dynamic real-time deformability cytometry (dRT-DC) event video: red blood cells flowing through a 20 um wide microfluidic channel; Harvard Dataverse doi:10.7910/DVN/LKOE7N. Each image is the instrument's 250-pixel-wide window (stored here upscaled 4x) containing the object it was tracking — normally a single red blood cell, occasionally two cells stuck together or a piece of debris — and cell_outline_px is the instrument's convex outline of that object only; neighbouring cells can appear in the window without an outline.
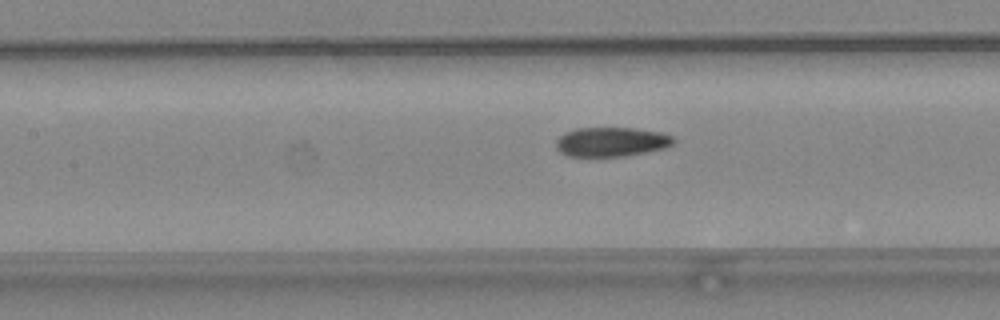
{"species": "common noctule bat (a hibernating species)", "species_latin": "Nyctalus noctula", "temperature_condition": "warm", "stored_images_in_passage": 43, "camera_frame_rate_fps": 3000, "um_per_image_px": 0.085, "animal": {"sex": "female", "body_mass_g": 24.6, "forearm_length_mm": 56.2}, "frame": {"image": 1, "passage_image": 17, "time_ms": 5.333, "image_size_px": [1000, 320], "cell_outline_px": [[676, 140], [672, 144], [664, 148], [648, 152], [624, 156], [568, 156], [560, 152], [556, 148], [556, 140], [564, 132], [576, 128], [636, 128], [664, 132], [672, 136]], "centroid_in_image_um": [51.98, 12.05], "position_along_channel_um": 155.4, "area_um2": 20.29}}
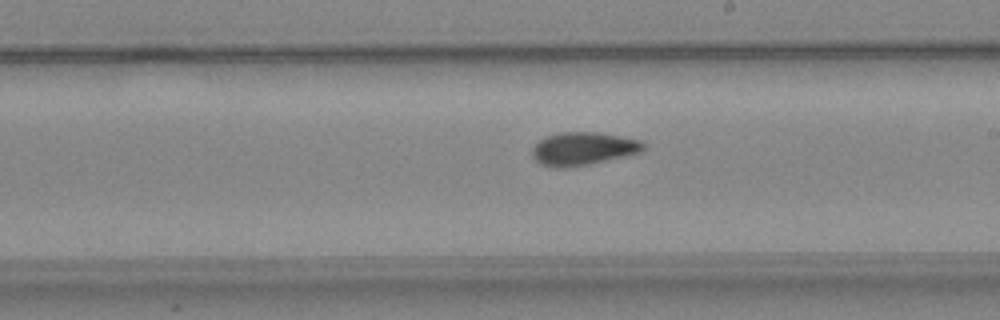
{"frame": {"image": 2, "passage_image": 23, "time_ms": 7.333, "image_size_px": [1000, 320], "cell_outline_px": [[644, 148], [640, 152], [624, 156], [588, 164], [564, 168], [556, 168], [540, 164], [532, 156], [532, 148], [540, 140], [548, 136], [560, 132], [596, 132], [620, 136], [640, 140], [644, 144]], "centroid_in_image_um": [49.54, 12.64], "position_along_channel_um": 239.5, "area_um2": 21.15}}
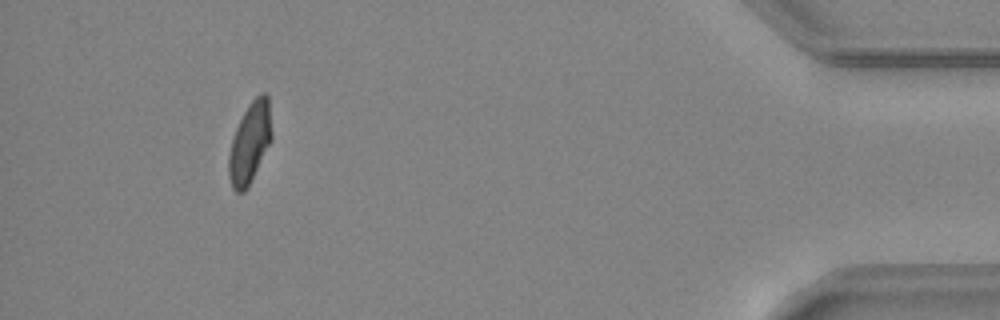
{"frame": {"image": 3, "passage_image": 40, "time_ms": 13.0, "image_size_px": [1000, 320], "cell_outline_px": [[272, 140], [248, 188], [244, 192], [236, 192], [232, 188], [228, 176], [228, 156], [232, 140], [236, 128], [248, 104], [260, 92], [264, 92], [268, 96], [272, 132]], "centroid_in_image_um": [21.24, 12.16], "position_along_channel_um": 414.0, "area_um2": 20.4}, "authors_computed_cell_mechanics": {"area_um2": 20.6346, "velocity_mm_per_s": 4.2161, "shape_relaxation_time_tau1_ms": 5.2523, "shape_relaxation_time_tau2_ms": 2.8027, "deformation_change_tau1": 0.1437, "deformation_change_tau2": 0.0595}}